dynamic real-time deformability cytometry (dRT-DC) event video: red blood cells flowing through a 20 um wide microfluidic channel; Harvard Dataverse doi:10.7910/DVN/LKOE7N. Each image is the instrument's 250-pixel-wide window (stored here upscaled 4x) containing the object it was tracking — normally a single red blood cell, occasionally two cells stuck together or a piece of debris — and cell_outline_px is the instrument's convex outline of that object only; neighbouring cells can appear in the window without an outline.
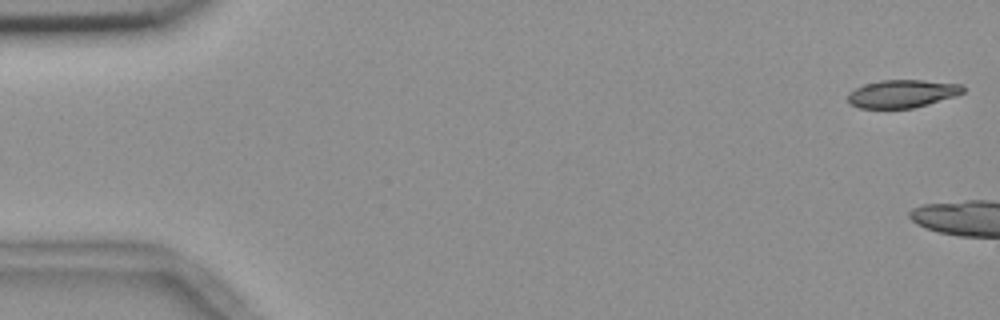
{"species": "common noctule bat (a hibernating species)", "species_latin": "Nyctalus noctula", "temperature_condition": "room temperature", "stored_images_in_passage": 5, "camera_frame_rate_fps": 3000, "um_per_image_px": 0.085, "animal": {"sex": "female", "body_mass_g": 18.4}, "frame": {"image": 1, "passage_image": 1, "time_ms": 0.0, "image_size_px": [1000, 320], "cell_outline_px": [[964, 92], [956, 96], [928, 104], [912, 108], [860, 108], [848, 104], [848, 92], [864, 84], [880, 80], [924, 80], [964, 84]], "centroid_in_image_um": [76.69, 7.96], "position_along_channel_um": 8.3, "area_um2": 18.9}}